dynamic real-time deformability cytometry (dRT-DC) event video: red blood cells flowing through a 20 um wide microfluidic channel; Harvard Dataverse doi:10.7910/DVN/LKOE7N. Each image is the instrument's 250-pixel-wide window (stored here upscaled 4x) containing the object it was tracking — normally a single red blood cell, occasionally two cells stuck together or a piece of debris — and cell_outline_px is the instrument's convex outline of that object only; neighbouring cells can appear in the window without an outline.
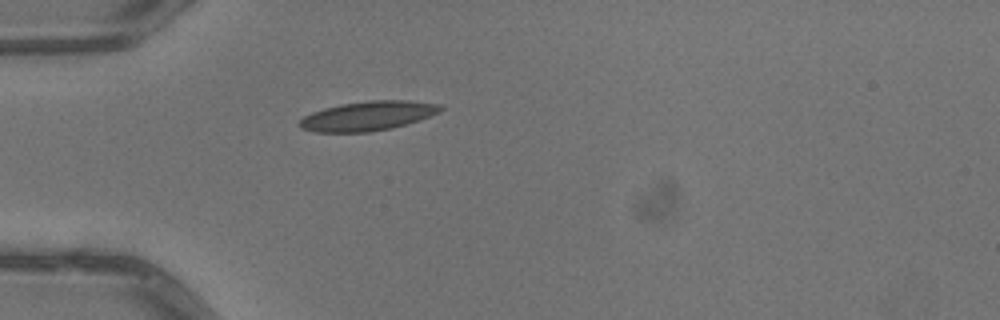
{"species": "common noctule bat (a hibernating species)", "species_latin": "Nyctalus noctula", "temperature_condition": "warm", "stored_images_in_passage": 1, "camera_frame_rate_fps": 3000, "um_per_image_px": 0.085, "animal": {"sex": "male", "body_mass_g": 13.3}, "frame": {"image": 1, "passage_image": 1, "time_ms": 0.0, "image_size_px": [1000, 320], "cell_outline_px": [[444, 108], [440, 112], [420, 120], [392, 128], [368, 132], [316, 132], [300, 128], [296, 124], [304, 116], [312, 112], [324, 108], [340, 104], [368, 100], [408, 100], [440, 104]], "centroid_in_image_um": [31.26, 9.85], "position_along_channel_um": 53.7, "area_um2": 24.33}}